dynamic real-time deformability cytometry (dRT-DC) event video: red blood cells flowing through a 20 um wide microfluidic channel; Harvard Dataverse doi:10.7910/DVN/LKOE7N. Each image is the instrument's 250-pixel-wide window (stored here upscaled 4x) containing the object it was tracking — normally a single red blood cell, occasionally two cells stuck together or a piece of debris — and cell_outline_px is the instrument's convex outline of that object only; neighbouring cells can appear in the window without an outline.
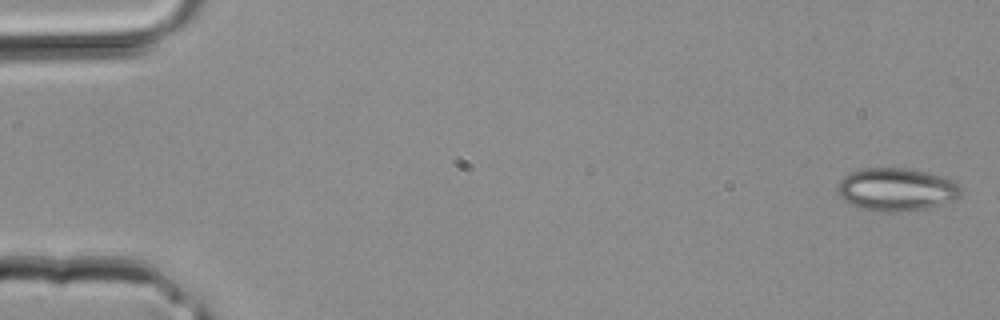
{"species": "common noctule bat (a hibernating species)", "species_latin": "Nyctalus noctula", "temperature_condition": "room temperature", "stored_images_in_passage": 4, "camera_frame_rate_fps": 3000, "um_per_image_px": 0.085, "animal": {"sex": "male", "body_mass_g": 20.4}, "frame": {"image": 1, "passage_image": 1, "time_ms": 0.0, "image_size_px": [1000, 320], "cell_outline_px": [[960, 196], [952, 200], [940, 204], [924, 208], [892, 212], [876, 212], [852, 204], [844, 200], [836, 192], [836, 188], [840, 180], [844, 176], [860, 168], [904, 168], [924, 172], [940, 176], [952, 180], [960, 188]], "centroid_in_image_um": [76.13, 16.1], "position_along_channel_um": 8.9, "area_um2": 30.4}}